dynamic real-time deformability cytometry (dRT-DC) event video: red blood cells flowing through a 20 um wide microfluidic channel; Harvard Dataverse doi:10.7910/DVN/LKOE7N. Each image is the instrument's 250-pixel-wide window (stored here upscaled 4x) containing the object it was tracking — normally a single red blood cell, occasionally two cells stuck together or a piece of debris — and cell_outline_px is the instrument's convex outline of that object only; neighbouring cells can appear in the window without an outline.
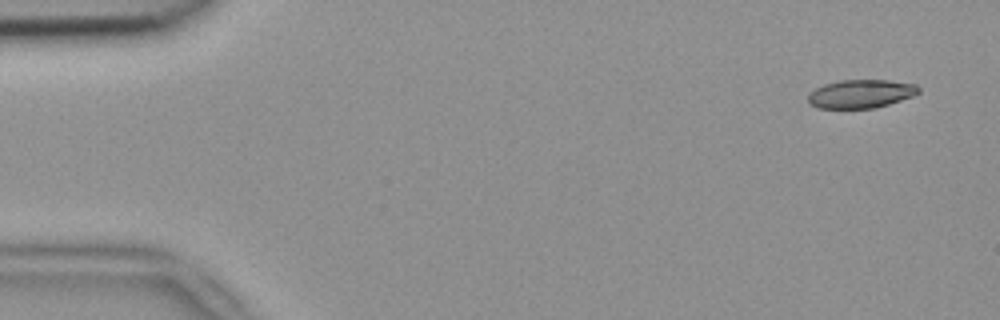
{"species": "common noctule bat (a hibernating species)", "species_latin": "Nyctalus noctula", "temperature_condition": "room temperature", "stored_images_in_passage": 6, "camera_frame_rate_fps": 3000, "um_per_image_px": 0.085, "animal": {"sex": "female", "body_mass_g": 18.4}, "frame": {"image": 1, "passage_image": 1, "time_ms": 0.0, "image_size_px": [1000, 320], "cell_outline_px": [[920, 92], [912, 96], [876, 108], [816, 108], [808, 104], [808, 96], [816, 88], [824, 84], [840, 80], [888, 80], [916, 84], [920, 88]], "centroid_in_image_um": [73.17, 7.97], "position_along_channel_um": 11.8, "area_um2": 18.32}}
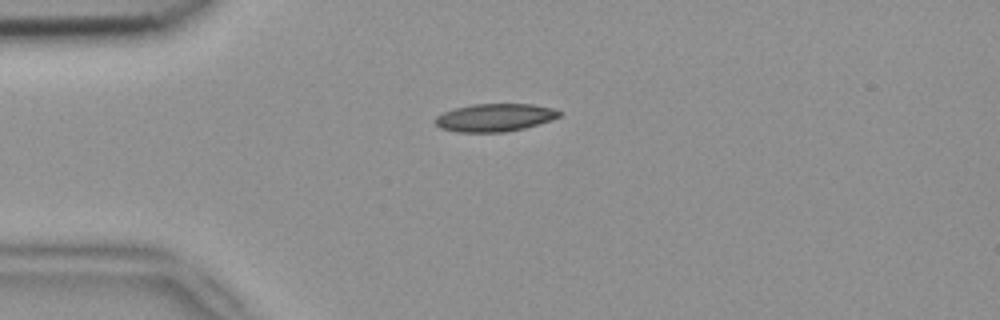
{"frame": {"image": 2, "passage_image": 4, "time_ms": 1.0, "image_size_px": [1000, 320], "cell_outline_px": [[560, 116], [552, 120], [524, 128], [504, 132], [460, 132], [440, 128], [432, 120], [436, 116], [444, 112], [456, 108], [472, 104], [532, 104], [552, 108], [560, 112]], "centroid_in_image_um": [42.03, 9.99], "position_along_channel_um": 43.0, "area_um2": 20.06}}